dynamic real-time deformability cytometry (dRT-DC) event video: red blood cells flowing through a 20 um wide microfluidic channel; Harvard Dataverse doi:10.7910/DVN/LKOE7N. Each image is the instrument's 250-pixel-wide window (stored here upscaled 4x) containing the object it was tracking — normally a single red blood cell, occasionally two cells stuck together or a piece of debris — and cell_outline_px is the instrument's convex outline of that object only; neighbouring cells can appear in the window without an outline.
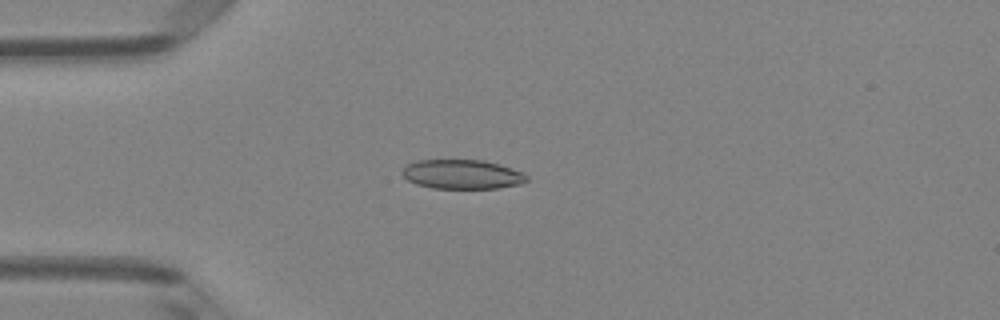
{"species": "Egyptian fruit bat (a non-hibernating species)", "species_latin": "Rousettus aegyptiacus", "temperature_condition": "room temperature", "stored_images_in_passage": 5, "camera_frame_rate_fps": 3000, "um_per_image_px": 0.085, "animal": {"sex": "female"}, "frame": {"image": 1, "passage_image": 3, "time_ms": 3.333, "image_size_px": [1000, 320], "cell_outline_px": [[528, 180], [524, 184], [500, 188], [432, 188], [416, 184], [408, 180], [400, 172], [408, 164], [416, 160], [484, 160], [500, 164], [524, 172], [528, 176]], "centroid_in_image_um": [39.34, 14.82], "position_along_channel_um": 45.7, "area_um2": 21.5}}
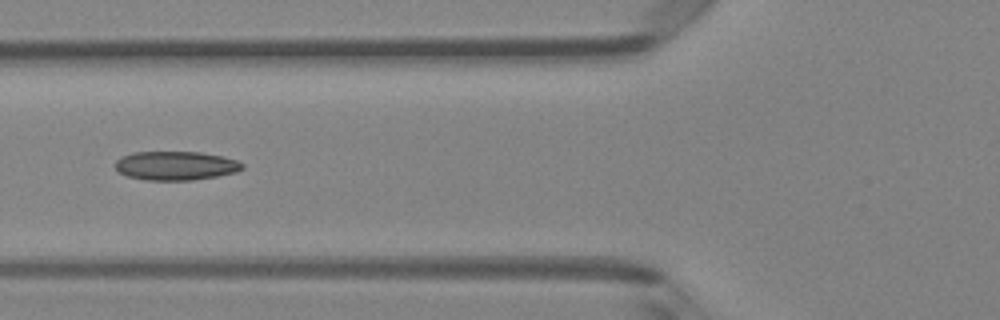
{"frame": {"image": 2, "passage_image": 5, "time_ms": 5.333, "image_size_px": [1000, 320], "cell_outline_px": [[244, 168], [236, 172], [216, 176], [192, 180], [144, 180], [128, 176], [116, 172], [116, 160], [120, 156], [132, 152], [200, 152], [220, 156], [236, 160], [244, 164]], "centroid_in_image_um": [14.9, 14.08], "position_along_channel_um": 110.9, "area_um2": 21.44}}